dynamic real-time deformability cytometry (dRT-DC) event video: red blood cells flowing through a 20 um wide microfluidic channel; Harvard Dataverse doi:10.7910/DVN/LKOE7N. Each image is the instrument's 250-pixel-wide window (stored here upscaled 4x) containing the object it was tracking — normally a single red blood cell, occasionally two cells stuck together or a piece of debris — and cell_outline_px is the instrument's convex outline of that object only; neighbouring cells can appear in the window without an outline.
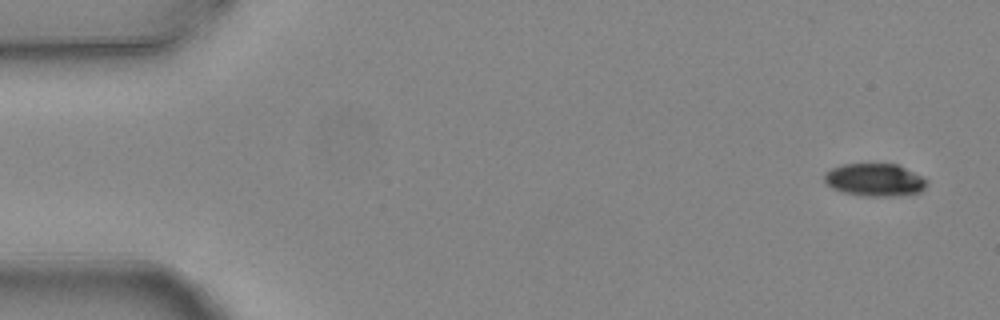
{"species": "common noctule bat (a hibernating species)", "species_latin": "Nyctalus noctula", "temperature_condition": "warm", "stored_images_in_passage": 4, "camera_frame_rate_fps": 3000, "um_per_image_px": 0.085, "animal": {"sex": "female", "body_mass_g": 24.6, "forearm_length_mm": 56.2}, "frame": {"image": 1, "passage_image": 1, "time_ms": 0.0, "image_size_px": [1000, 320], "cell_outline_px": [[928, 180], [924, 188], [920, 192], [896, 196], [860, 196], [844, 192], [832, 188], [824, 180], [824, 172], [840, 164], [900, 164]], "centroid_in_image_um": [74.35, 15.28], "position_along_channel_um": 10.7, "area_um2": 19.65}}